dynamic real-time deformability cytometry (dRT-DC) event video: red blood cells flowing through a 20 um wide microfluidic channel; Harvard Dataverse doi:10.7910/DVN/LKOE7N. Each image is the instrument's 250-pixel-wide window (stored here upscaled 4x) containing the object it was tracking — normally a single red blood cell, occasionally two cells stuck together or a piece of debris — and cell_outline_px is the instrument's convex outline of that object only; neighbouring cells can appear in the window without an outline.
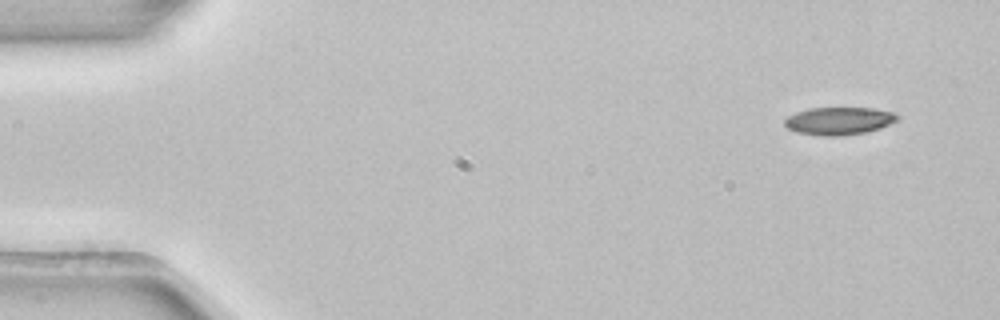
{"species": "common noctule bat (a hibernating species)", "species_latin": "Nyctalus noctula", "temperature_condition": "room temperature", "stored_images_in_passage": 4, "camera_frame_rate_fps": 3000, "um_per_image_px": 0.085, "animal": {"sex": "female", "body_mass_g": 22.7, "forearm_length_mm": 54.2}, "frame": {"image": 1, "passage_image": 1, "time_ms": 0.0, "image_size_px": [1000, 320], "cell_outline_px": [[900, 120], [880, 128], [868, 132], [840, 136], [820, 136], [796, 132], [788, 128], [784, 124], [784, 120], [788, 116], [796, 112], [808, 108], [872, 108], [892, 112], [900, 116]], "centroid_in_image_um": [71.33, 10.28], "position_along_channel_um": 13.7, "area_um2": 18.38}}
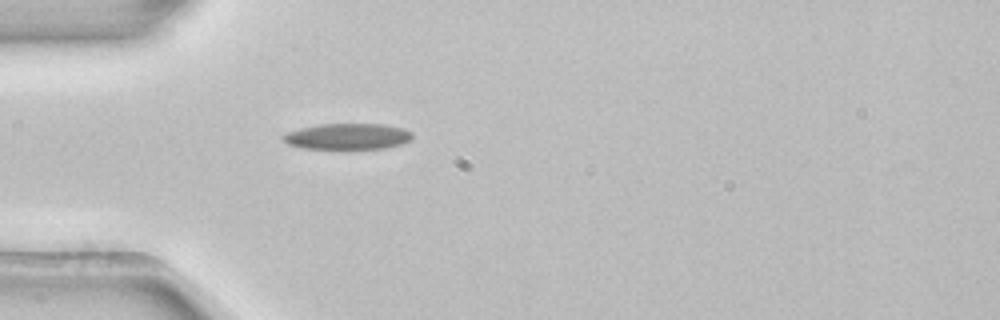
{"frame": {"image": 2, "passage_image": 4, "time_ms": 1.0, "image_size_px": [1000, 320], "cell_outline_px": [[412, 140], [404, 144], [384, 148], [300, 148], [288, 144], [280, 136], [288, 132], [300, 128], [320, 124], [384, 124], [404, 128], [412, 132]], "centroid_in_image_um": [29.58, 11.59], "position_along_channel_um": 55.4, "area_um2": 19.59}}